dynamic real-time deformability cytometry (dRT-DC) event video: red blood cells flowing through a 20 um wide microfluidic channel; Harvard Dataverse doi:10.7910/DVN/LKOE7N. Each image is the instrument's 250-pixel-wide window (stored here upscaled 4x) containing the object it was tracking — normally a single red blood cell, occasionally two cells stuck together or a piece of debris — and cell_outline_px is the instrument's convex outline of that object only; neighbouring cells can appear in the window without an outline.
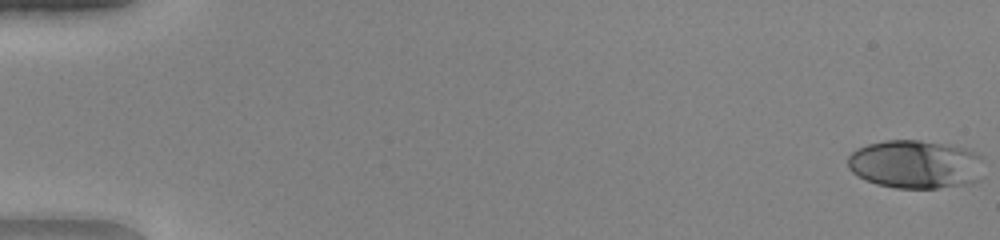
{"species": "human", "species_latin": "Homo sapiens", "temperature_condition": "warm", "stored_images_in_passage": 51, "camera_frame_rate_fps": 3000, "um_per_image_px": 0.085, "donor": {"sex": "female"}, "frame": {"image": 1, "passage_image": 1, "time_ms": 0.0, "image_size_px": [1000, 240], "cell_outline_px": [[980, 180], [972, 184], [936, 188], [896, 188], [876, 184], [864, 180], [856, 176], [848, 168], [848, 156], [856, 148], [868, 144], [884, 140], [920, 140], [956, 144], [968, 148], [976, 152], [980, 156]], "centroid_in_image_um": [77.81, 13.95], "position_along_channel_um": 7.2, "area_um2": 39.13}}
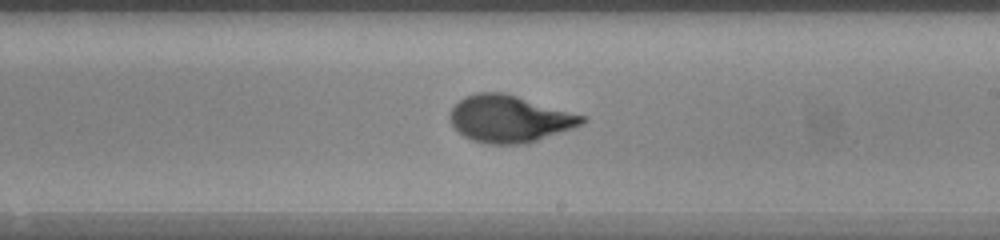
{"frame": {"image": 2, "passage_image": 31, "time_ms": 10.0, "image_size_px": [1000, 240], "cell_outline_px": [[588, 120], [572, 128], [528, 144], [488, 144], [472, 140], [464, 136], [452, 124], [448, 116], [452, 108], [464, 96], [476, 92], [504, 92], [588, 116]], "centroid_in_image_um": [43.33, 10.09], "position_along_channel_um": 245.7, "area_um2": 36.36}}
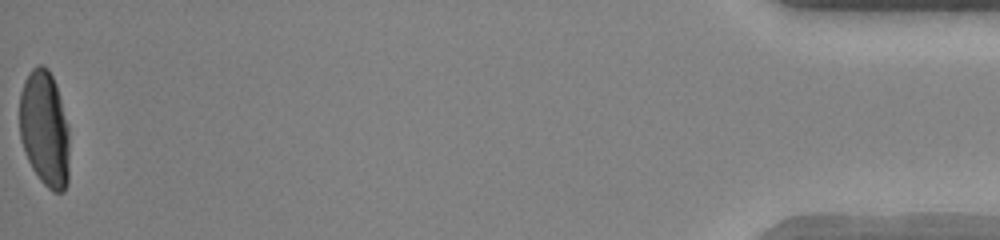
{"frame": {"image": 3, "passage_image": 51, "time_ms": 16.667, "image_size_px": [1000, 240], "cell_outline_px": [[68, 184], [64, 192], [52, 192], [40, 180], [32, 168], [28, 160], [20, 140], [20, 92], [24, 80], [28, 72], [36, 64], [40, 64], [48, 68], [56, 84], [68, 124]], "centroid_in_image_um": [3.79, 10.94], "position_along_channel_um": 431.4, "area_um2": 33.99}, "authors_computed_cell_mechanics": {"area_um2": 35.8938, "velocity_mm_per_s": 4.1636, "shape_relaxation_time_tau1_ms": 4.5222, "shape_relaxation_time_tau2_ms": null, "deformation_change_tau1": 0.2499, "deformation_change_tau2": null}}